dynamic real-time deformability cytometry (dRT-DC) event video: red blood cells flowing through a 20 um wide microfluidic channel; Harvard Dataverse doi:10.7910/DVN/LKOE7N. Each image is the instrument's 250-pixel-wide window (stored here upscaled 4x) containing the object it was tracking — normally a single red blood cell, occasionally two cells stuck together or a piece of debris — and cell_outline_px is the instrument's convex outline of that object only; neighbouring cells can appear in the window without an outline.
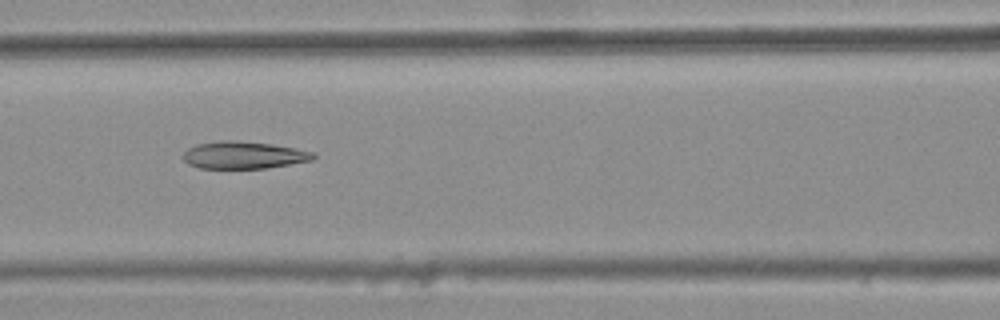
{"species": "common noctule bat (a hibernating species)", "species_latin": "Nyctalus noctula", "temperature_condition": "warm", "stored_images_in_passage": 7, "camera_frame_rate_fps": 3000, "um_per_image_px": 0.085, "animal": {"sex": "female", "body_mass_g": 25.1}, "frame": {"image": 1, "passage_image": 7, "time_ms": 2.0, "image_size_px": [1000, 320], "cell_outline_px": [[316, 156], [312, 160], [268, 168], [200, 168], [188, 164], [184, 160], [184, 152], [188, 148], [196, 144], [220, 140], [228, 140], [272, 144], [296, 148], [316, 152]], "centroid_in_image_um": [20.73, 13.18], "position_along_channel_um": 145.9, "area_um2": 20.69}}